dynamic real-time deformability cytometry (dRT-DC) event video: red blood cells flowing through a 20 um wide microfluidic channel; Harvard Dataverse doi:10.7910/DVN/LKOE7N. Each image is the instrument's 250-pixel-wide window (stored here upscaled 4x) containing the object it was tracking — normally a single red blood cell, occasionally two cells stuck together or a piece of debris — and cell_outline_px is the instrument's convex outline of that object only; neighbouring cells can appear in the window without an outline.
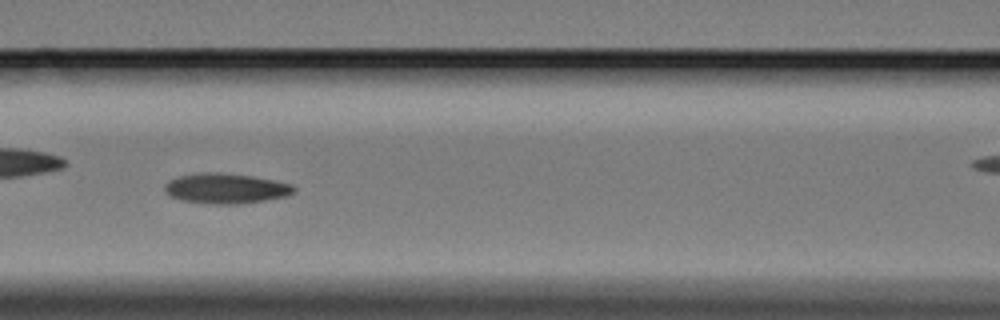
{"species": "Egyptian fruit bat (a non-hibernating species)", "species_latin": "Rousettus aegyptiacus", "temperature_condition": "cold", "stored_images_in_passage": 60, "camera_frame_rate_fps": 3000, "um_per_image_px": 0.085, "animal": {"sex": "female"}, "frame": {"image": 1, "passage_image": 26, "time_ms": 8.333, "image_size_px": [1000, 320], "cell_outline_px": [[296, 188], [292, 192], [284, 196], [264, 200], [236, 204], [212, 204], [180, 200], [164, 192], [164, 184], [168, 180], [180, 176], [196, 172], [220, 172], [252, 176], [292, 184]], "centroid_in_image_um": [19.12, 16.0], "position_along_channel_um": 147.5, "area_um2": 22.66}, "authors_computed_cell_mechanics": {"area_um2": 21.4438, "velocity_mm_per_s": 3.3713, "shape_relaxation_time_tau1_ms": 8.596, "shape_relaxation_time_tau2_ms": null, "deformation_change_tau1": 0.1566, "deformation_change_tau2": null}}